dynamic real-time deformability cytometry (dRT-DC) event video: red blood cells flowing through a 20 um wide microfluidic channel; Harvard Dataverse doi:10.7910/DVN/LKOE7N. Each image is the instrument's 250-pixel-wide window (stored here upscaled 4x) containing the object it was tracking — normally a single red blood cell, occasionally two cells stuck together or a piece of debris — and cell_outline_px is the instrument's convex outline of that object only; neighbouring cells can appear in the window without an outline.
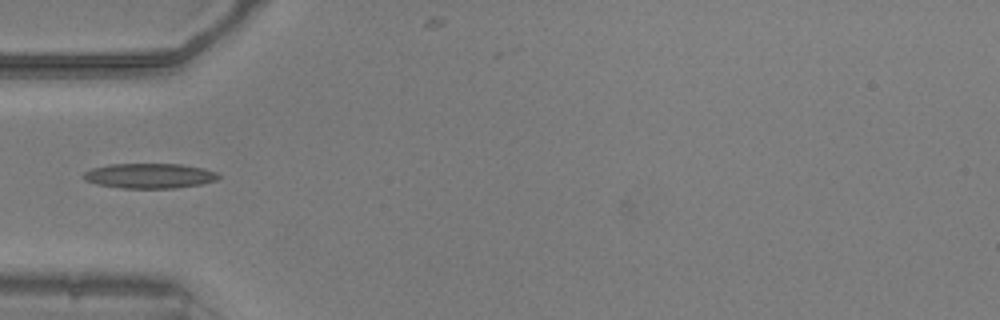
{"species": "common noctule bat (a hibernating species)", "species_latin": "Nyctalus noctula", "temperature_condition": "warm", "stored_images_in_passage": 4, "camera_frame_rate_fps": 3000, "um_per_image_px": 0.085, "animal": {"sex": "male", "body_mass_g": 20.5, "forearm_length_mm": 52.5}, "frame": {"image": 1, "passage_image": 1, "time_ms": 0.0, "image_size_px": [1000, 320], "cell_outline_px": [[220, 176], [216, 180], [200, 184], [176, 188], [124, 188], [96, 184], [84, 180], [80, 176], [84, 172], [92, 168], [108, 164], [180, 164], [204, 168], [216, 172]], "centroid_in_image_um": [12.67, 14.94], "position_along_channel_um": 72.3, "area_um2": 19.71}}